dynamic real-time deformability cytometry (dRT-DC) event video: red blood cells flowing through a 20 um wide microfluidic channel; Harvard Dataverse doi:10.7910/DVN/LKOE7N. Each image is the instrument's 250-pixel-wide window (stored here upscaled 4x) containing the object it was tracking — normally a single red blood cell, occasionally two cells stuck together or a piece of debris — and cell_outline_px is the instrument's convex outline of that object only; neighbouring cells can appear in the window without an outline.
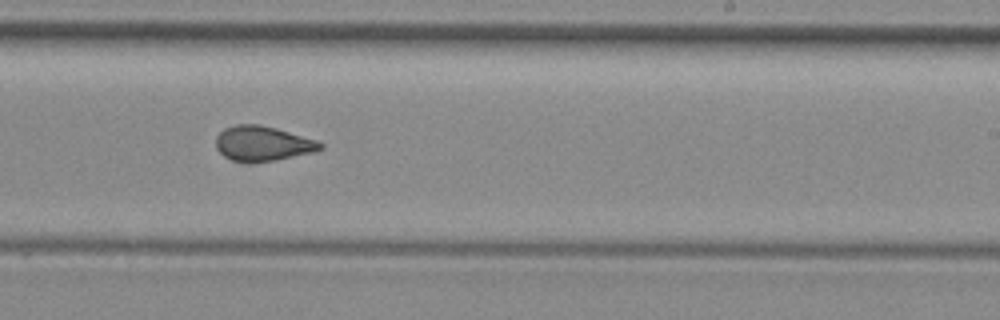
{"species": "common noctule bat (a hibernating species)", "species_latin": "Nyctalus noctula", "temperature_condition": "room temperature", "stored_images_in_passage": 49, "camera_frame_rate_fps": 3000, "um_per_image_px": 0.085, "animal": {"sex": "female", "body_mass_g": 29.2, "forearm_length_mm": 56.3}, "frame": {"image": 1, "passage_image": 28, "time_ms": 9.0, "image_size_px": [1000, 320], "cell_outline_px": [[324, 148], [312, 152], [276, 160], [252, 164], [248, 164], [232, 160], [224, 156], [216, 148], [216, 136], [224, 128], [236, 124], [260, 124], [276, 128], [316, 140], [324, 144]], "centroid_in_image_um": [22.3, 12.21], "position_along_channel_um": 266.7, "area_um2": 21.5}}